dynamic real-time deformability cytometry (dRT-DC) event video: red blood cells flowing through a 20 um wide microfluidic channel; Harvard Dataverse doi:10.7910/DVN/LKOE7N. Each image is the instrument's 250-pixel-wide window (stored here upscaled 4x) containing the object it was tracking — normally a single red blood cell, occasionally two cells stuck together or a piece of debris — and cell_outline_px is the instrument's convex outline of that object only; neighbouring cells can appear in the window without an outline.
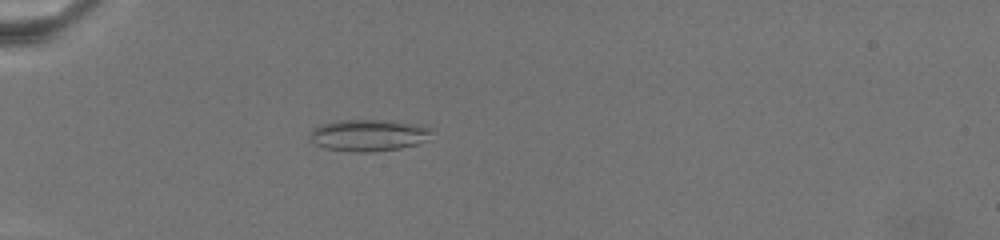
{"species": "common noctule bat (a hibernating species)", "species_latin": "Nyctalus noctula", "temperature_condition": "warm", "stored_images_in_passage": 41, "camera_frame_rate_fps": 3000, "um_per_image_px": 0.085, "animal": {"sex": "female", "body_mass_g": 19.5, "forearm_length_mm": 54.1}, "frame": {"image": 1, "passage_image": 20, "time_ms": 7.333, "image_size_px": [1000, 240], "cell_outline_px": [[432, 128], [428, 140], [416, 144], [400, 148], [372, 152], [356, 152], [324, 148], [316, 144], [308, 136], [308, 132], [312, 128], [320, 124], [336, 120], [384, 120]], "centroid_in_image_um": [31.24, 11.5], "position_along_channel_um": 53.8, "area_um2": 22.43}}
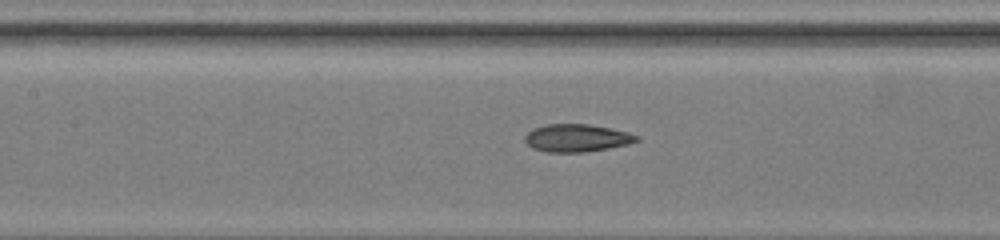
{"frame": {"image": 2, "passage_image": 33, "time_ms": 11.667, "image_size_px": [1000, 240], "cell_outline_px": [[640, 140], [628, 144], [608, 148], [584, 152], [548, 152], [532, 148], [524, 140], [524, 136], [532, 128], [548, 124], [588, 124], [612, 128], [628, 132], [640, 136]], "centroid_in_image_um": [49.03, 11.72], "position_along_channel_um": 158.4, "area_um2": 18.09}}
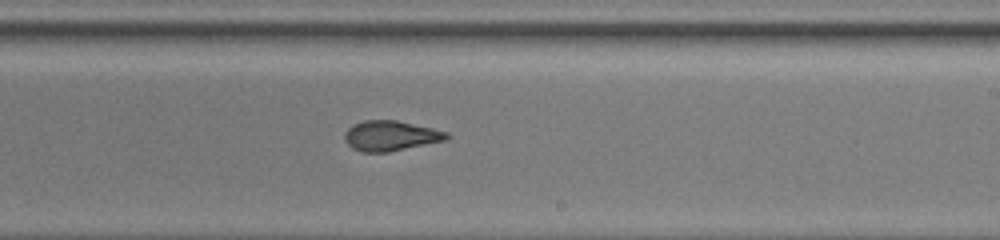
{"frame": {"image": 3, "passage_image": 41, "time_ms": 15.0, "image_size_px": [1000, 240], "cell_outline_px": [[452, 136], [448, 140], [388, 152], [360, 152], [352, 148], [344, 140], [344, 132], [352, 124], [364, 120], [396, 120], [432, 128], [448, 132]], "centroid_in_image_um": [33.21, 11.54], "position_along_channel_um": 255.8, "area_um2": 18.15}}